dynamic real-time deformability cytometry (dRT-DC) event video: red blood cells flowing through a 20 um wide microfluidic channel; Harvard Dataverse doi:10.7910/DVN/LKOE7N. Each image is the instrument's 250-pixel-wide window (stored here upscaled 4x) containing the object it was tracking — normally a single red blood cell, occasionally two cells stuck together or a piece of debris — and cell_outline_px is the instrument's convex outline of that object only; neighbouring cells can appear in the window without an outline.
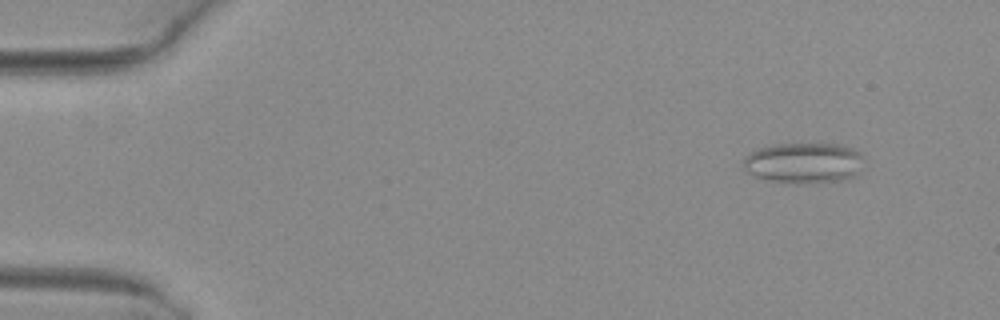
{"species": "common noctule bat (a hibernating species)", "species_latin": "Nyctalus noctula", "temperature_condition": "warm", "stored_images_in_passage": 51, "camera_frame_rate_fps": 3000, "um_per_image_px": 0.085, "animal": {"sex": "female", "body_mass_g": 29.2, "forearm_length_mm": 56.3}, "frame": {"image": 1, "passage_image": 5, "time_ms": 1.333, "image_size_px": [1000, 320], "cell_outline_px": [[864, 160], [856, 176], [848, 180], [804, 184], [796, 184], [764, 180], [748, 172], [744, 168], [744, 156], [760, 148], [776, 144], [836, 144], [852, 148], [860, 152]], "centroid_in_image_um": [68.35, 13.87], "position_along_channel_um": 16.6, "area_um2": 28.9}}
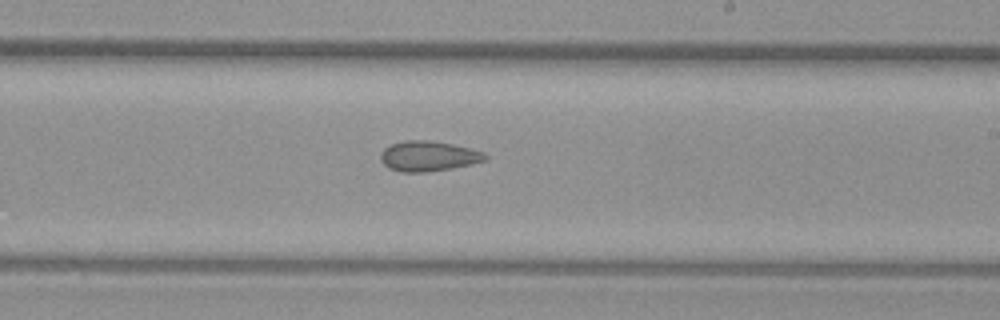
{"frame": {"image": 2, "passage_image": 31, "time_ms": 10.0, "image_size_px": [1000, 320], "cell_outline_px": [[488, 160], [472, 164], [452, 168], [424, 172], [400, 172], [388, 168], [380, 160], [380, 152], [388, 144], [404, 140], [428, 140], [452, 144], [484, 152], [488, 156]], "centroid_in_image_um": [36.38, 13.27], "position_along_channel_um": 252.6, "area_um2": 18.61}}
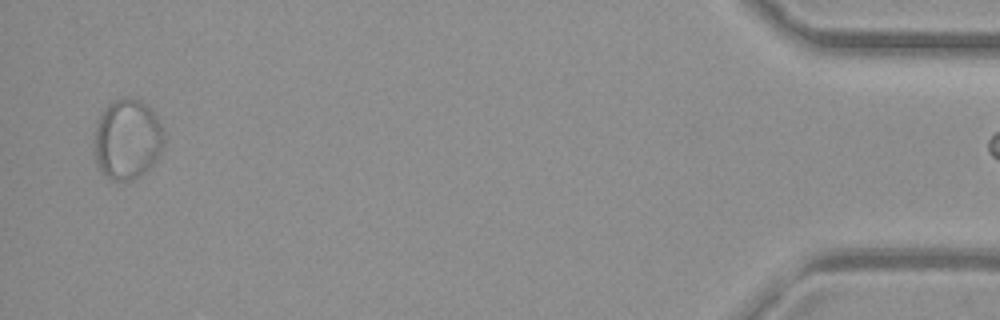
{"frame": {"image": 3, "passage_image": 50, "time_ms": 16.333, "image_size_px": [1000, 320], "cell_outline_px": [[164, 144], [160, 152], [152, 164], [136, 180], [112, 180], [96, 164], [96, 120], [104, 108], [112, 100], [124, 96], [132, 96], [140, 100], [152, 112], [160, 124], [164, 136]], "centroid_in_image_um": [10.82, 11.8], "position_along_channel_um": 424.4, "area_um2": 32.31}}